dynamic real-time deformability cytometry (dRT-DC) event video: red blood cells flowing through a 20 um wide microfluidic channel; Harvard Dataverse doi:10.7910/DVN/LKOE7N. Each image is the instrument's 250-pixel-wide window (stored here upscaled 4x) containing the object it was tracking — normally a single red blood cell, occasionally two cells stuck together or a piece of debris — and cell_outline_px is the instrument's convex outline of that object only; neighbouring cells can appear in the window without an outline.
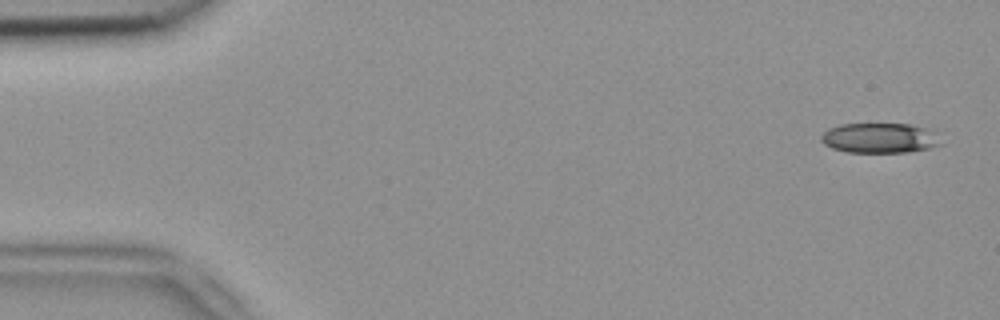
{"species": "common noctule bat (a hibernating species)", "species_latin": "Nyctalus noctula", "temperature_condition": "room temperature", "stored_images_in_passage": 6, "camera_frame_rate_fps": 3000, "um_per_image_px": 0.085, "animal": {"sex": "female", "body_mass_g": 18.4}, "frame": {"image": 1, "passage_image": 1, "time_ms": 0.0, "image_size_px": [1000, 320], "cell_outline_px": [[944, 144], [928, 148], [908, 152], [844, 152], [832, 148], [824, 144], [820, 140], [820, 136], [828, 128], [840, 124], [908, 124], [928, 128]], "centroid_in_image_um": [74.73, 11.73], "position_along_channel_um": 10.3, "area_um2": 20.98}}
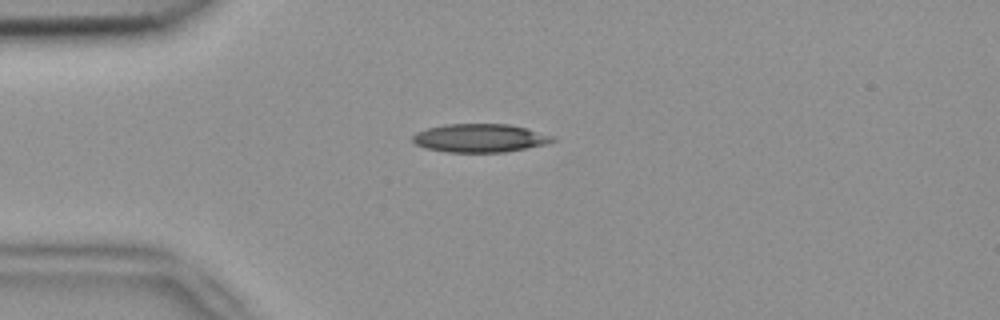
{"frame": {"image": 2, "passage_image": 4, "time_ms": 1.0, "image_size_px": [1000, 320], "cell_outline_px": [[556, 140], [548, 144], [504, 152], [444, 152], [424, 148], [416, 144], [412, 140], [412, 136], [416, 132], [428, 128], [444, 124], [508, 124], [556, 136]], "centroid_in_image_um": [40.79, 11.74], "position_along_channel_um": 44.2, "area_um2": 23.24}}